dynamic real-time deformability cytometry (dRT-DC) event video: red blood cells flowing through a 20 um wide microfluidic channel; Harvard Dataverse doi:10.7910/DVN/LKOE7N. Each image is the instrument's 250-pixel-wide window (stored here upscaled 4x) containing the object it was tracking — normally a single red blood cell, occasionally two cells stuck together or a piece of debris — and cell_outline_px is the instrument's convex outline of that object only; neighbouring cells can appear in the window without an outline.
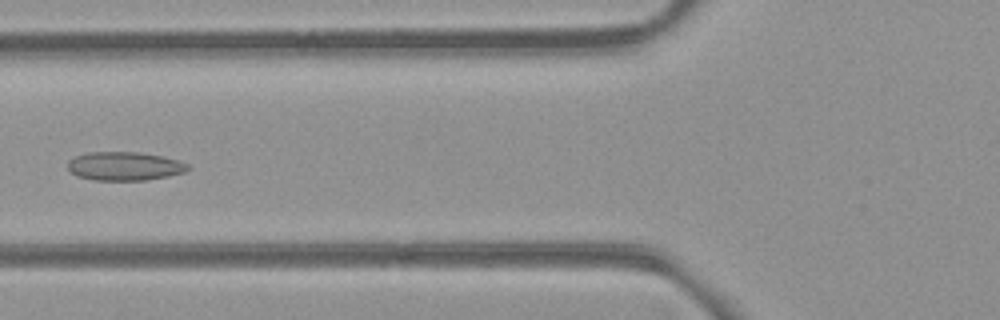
{"species": "common noctule bat (a hibernating species)", "species_latin": "Nyctalus noctula", "temperature_condition": "room temperature", "stored_images_in_passage": 3, "camera_frame_rate_fps": 3000, "um_per_image_px": 0.085, "animal": {"sex": "female", "body_mass_g": 21.9}, "frame": {"image": 1, "passage_image": 3, "time_ms": 2.333, "image_size_px": [1000, 320], "cell_outline_px": [[192, 168], [184, 172], [168, 176], [148, 180], [92, 180], [76, 176], [68, 168], [68, 160], [72, 156], [88, 152], [140, 152], [164, 156], [188, 164]], "centroid_in_image_um": [10.57, 14.12], "position_along_channel_um": 115.2, "area_um2": 20.29}}